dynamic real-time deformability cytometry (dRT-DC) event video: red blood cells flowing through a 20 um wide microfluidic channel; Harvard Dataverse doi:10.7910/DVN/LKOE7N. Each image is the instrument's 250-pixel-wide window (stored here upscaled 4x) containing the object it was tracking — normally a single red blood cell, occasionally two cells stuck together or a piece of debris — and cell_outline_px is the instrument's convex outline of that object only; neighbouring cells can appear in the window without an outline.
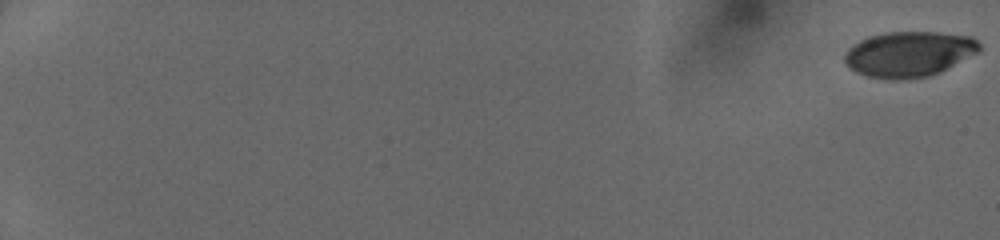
{"species": "human", "species_latin": "Homo sapiens", "temperature_condition": "cold", "stored_images_in_passage": 52, "camera_frame_rate_fps": 3000, "um_per_image_px": 0.085, "donor": {"sex": "female"}, "frame": {"image": 1, "passage_image": 1, "time_ms": 0.0, "image_size_px": [1000, 240], "cell_outline_px": [[980, 52], [940, 72], [928, 76], [900, 80], [896, 80], [868, 76], [856, 72], [844, 60], [844, 56], [848, 48], [852, 44], [868, 36], [888, 32], [936, 32], [972, 36], [980, 44]], "centroid_in_image_um": [77.29, 4.59], "position_along_channel_um": 7.7, "area_um2": 35.72}}
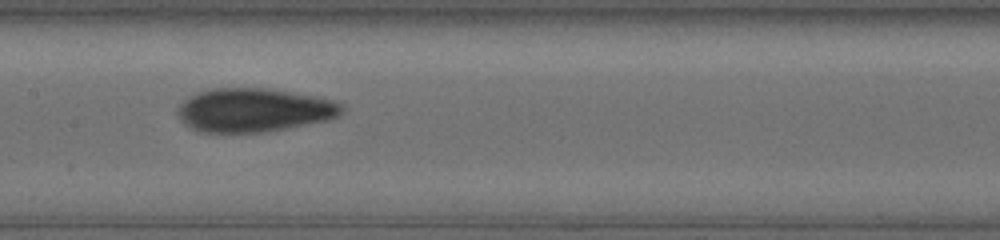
{"frame": {"image": 2, "passage_image": 30, "time_ms": 9.667, "image_size_px": [1000, 240], "cell_outline_px": [[344, 112], [340, 116], [332, 120], [260, 132], [200, 132], [184, 124], [180, 120], [176, 112], [180, 104], [188, 96], [212, 88], [268, 88], [312, 96], [332, 100], [344, 104]], "centroid_in_image_um": [21.59, 9.36], "position_along_channel_um": 185.8, "area_um2": 41.85}}
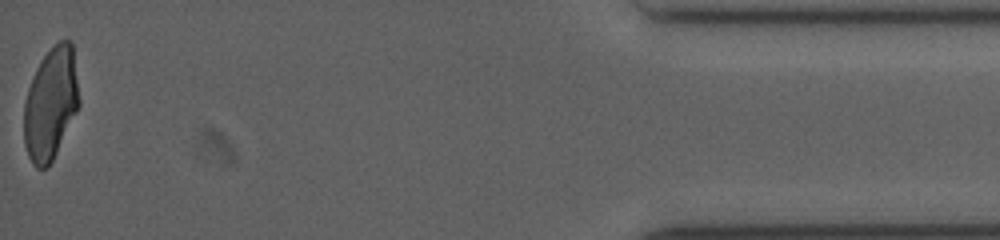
{"frame": {"image": 3, "passage_image": 52, "time_ms": 17.0, "image_size_px": [1000, 240], "cell_outline_px": [[80, 104], [48, 168], [36, 168], [32, 164], [28, 156], [24, 144], [24, 104], [28, 88], [36, 68], [40, 60], [60, 40], [72, 40], [80, 100]], "centroid_in_image_um": [4.31, 8.81], "position_along_channel_um": 430.9, "area_um2": 35.89}}